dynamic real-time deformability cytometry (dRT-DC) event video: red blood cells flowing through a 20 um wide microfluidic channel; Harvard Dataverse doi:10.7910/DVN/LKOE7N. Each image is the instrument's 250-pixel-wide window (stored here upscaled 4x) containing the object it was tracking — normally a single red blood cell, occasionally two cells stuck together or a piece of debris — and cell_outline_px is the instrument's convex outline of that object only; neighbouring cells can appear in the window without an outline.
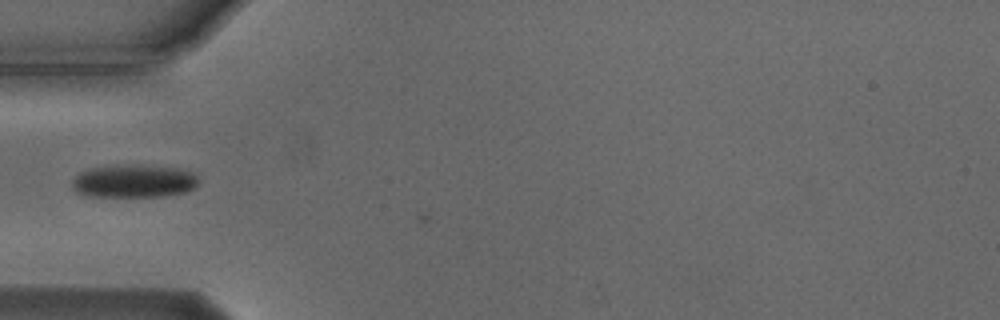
{"species": "Egyptian fruit bat (a non-hibernating species)", "species_latin": "Rousettus aegyptiacus", "temperature_condition": "cold", "stored_images_in_passage": 7, "camera_frame_rate_fps": 3000, "um_per_image_px": 0.085, "animal": {"sex": "male"}, "frame": {"image": 1, "passage_image": 6, "time_ms": 1.667, "image_size_px": [1000, 320], "cell_outline_px": [[200, 180], [196, 188], [184, 192], [164, 196], [88, 196], [76, 192], [72, 188], [72, 180], [80, 172], [88, 168], [116, 164], [140, 164], [180, 168], [192, 172]], "centroid_in_image_um": [11.38, 15.37], "position_along_channel_um": 73.6, "area_um2": 24.85}}